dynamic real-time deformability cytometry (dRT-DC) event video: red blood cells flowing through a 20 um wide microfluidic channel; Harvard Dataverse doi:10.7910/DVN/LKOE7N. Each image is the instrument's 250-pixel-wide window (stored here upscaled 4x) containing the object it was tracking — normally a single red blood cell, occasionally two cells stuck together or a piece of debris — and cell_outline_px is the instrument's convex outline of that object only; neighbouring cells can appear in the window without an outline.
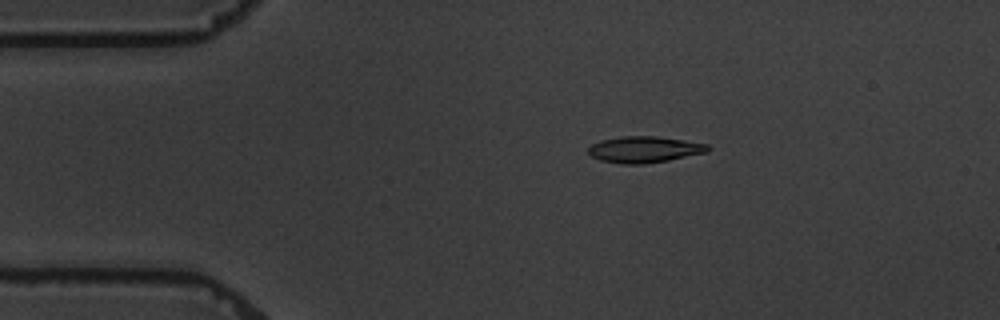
{"species": "common noctule bat (a hibernating species)", "species_latin": "Nyctalus noctula", "temperature_condition": "warm", "stored_images_in_passage": 4, "camera_frame_rate_fps": 3000, "um_per_image_px": 0.085, "animal": {"sex": "male", "body_mass_g": 19.5, "forearm_length_mm": 54.6}, "frame": {"image": 1, "passage_image": 3, "time_ms": 2.333, "image_size_px": [1000, 320], "cell_outline_px": [[712, 148], [708, 152], [668, 160], [644, 164], [620, 164], [600, 160], [592, 156], [588, 152], [588, 148], [592, 144], [600, 140], [620, 136], [656, 136], [684, 140], [708, 144]], "centroid_in_image_um": [54.78, 12.7], "position_along_channel_um": 30.2, "area_um2": 18.44}}